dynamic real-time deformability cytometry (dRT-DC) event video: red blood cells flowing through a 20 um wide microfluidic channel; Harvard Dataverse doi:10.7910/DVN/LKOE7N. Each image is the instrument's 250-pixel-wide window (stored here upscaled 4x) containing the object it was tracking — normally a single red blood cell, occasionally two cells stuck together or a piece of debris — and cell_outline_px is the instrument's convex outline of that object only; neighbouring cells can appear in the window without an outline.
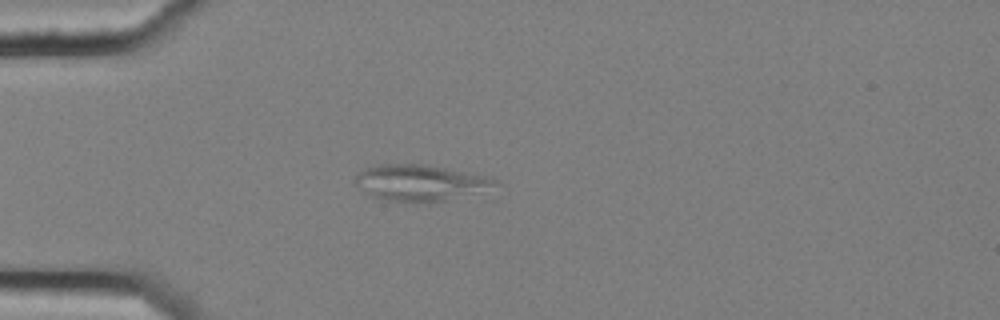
{"species": "common noctule bat (a hibernating species)", "species_latin": "Nyctalus noctula", "temperature_condition": "cold", "stored_images_in_passage": 10, "camera_frame_rate_fps": 3000, "um_per_image_px": 0.085, "animal": {"sex": "female", "body_mass_g": 25.1}, "frame": {"image": 1, "passage_image": 5, "time_ms": 1.333, "image_size_px": [1000, 320], "cell_outline_px": [[500, 184], [444, 200], [416, 204], [388, 200], [372, 196], [364, 192], [356, 184], [356, 176], [364, 168], [380, 164], [428, 164], [492, 176]], "centroid_in_image_um": [35.69, 15.52], "position_along_channel_um": 49.3, "area_um2": 29.36}}
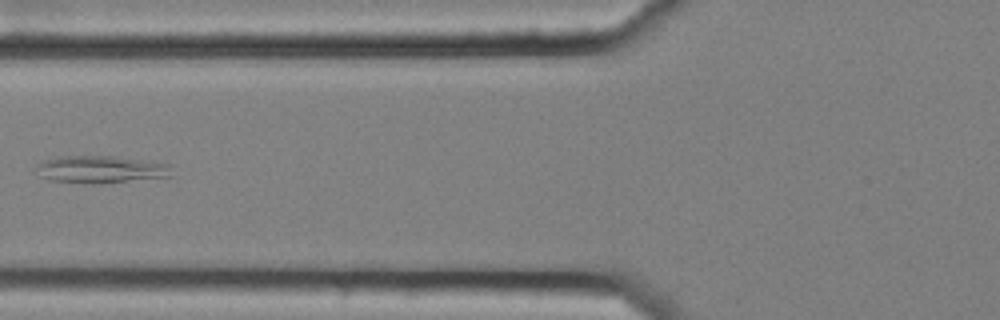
{"frame": {"image": 2, "passage_image": 7, "time_ms": 2.0, "image_size_px": [1000, 320], "cell_outline_px": [[172, 176], [100, 184], [92, 184], [48, 180], [40, 176], [32, 168], [48, 160], [64, 156], [108, 156], [172, 164]], "centroid_in_image_um": [8.57, 14.42], "position_along_channel_um": 117.2, "area_um2": 21.56}}